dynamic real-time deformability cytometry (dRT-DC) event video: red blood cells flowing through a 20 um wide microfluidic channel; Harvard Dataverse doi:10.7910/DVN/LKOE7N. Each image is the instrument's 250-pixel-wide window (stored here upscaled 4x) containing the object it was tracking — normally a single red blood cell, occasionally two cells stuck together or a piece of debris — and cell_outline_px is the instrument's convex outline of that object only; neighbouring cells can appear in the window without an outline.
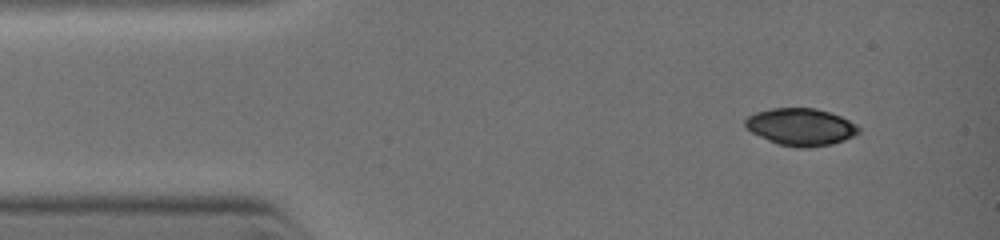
{"species": "common noctule bat (a hibernating species)", "species_latin": "Nyctalus noctula", "temperature_condition": "warm", "stored_images_in_passage": 2, "camera_frame_rate_fps": 3000, "um_per_image_px": 0.085, "animal": {"sex": "female", "body_mass_g": 19.0, "forearm_length_mm": 51.5}, "frame": {"image": 1, "passage_image": 1, "time_ms": 0.0, "image_size_px": [1000, 240], "cell_outline_px": [[860, 132], [844, 140], [832, 144], [808, 148], [796, 148], [776, 144], [744, 128], [744, 120], [748, 116], [756, 112], [772, 108], [816, 108], [840, 116], [856, 124], [860, 128]], "centroid_in_image_um": [68.04, 10.79], "position_along_channel_um": 17.0, "area_um2": 24.74}}